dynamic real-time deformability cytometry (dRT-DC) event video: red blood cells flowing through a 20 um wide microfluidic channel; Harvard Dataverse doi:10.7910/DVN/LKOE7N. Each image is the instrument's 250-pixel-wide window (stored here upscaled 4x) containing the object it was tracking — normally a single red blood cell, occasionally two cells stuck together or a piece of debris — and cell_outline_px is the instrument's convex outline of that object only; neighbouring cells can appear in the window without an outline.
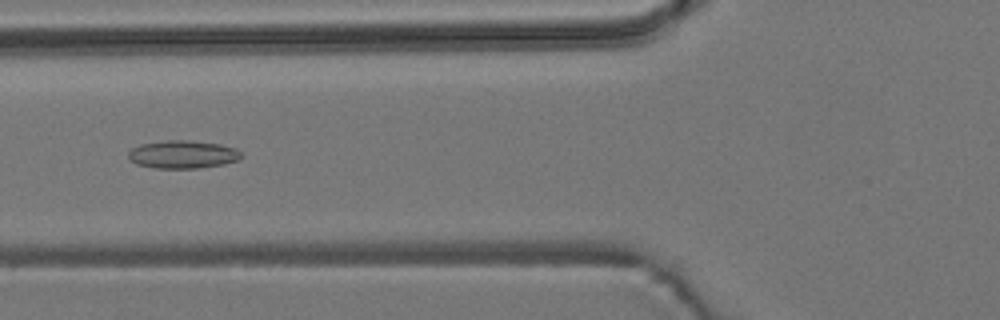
{"species": "common noctule bat (a hibernating species)", "species_latin": "Nyctalus noctula", "temperature_condition": "room temperature", "stored_images_in_passage": 7, "camera_frame_rate_fps": 3000, "um_per_image_px": 0.085, "animal": {"sex": "male", "body_mass_g": 19.2, "forearm_length_mm": 51.8}, "frame": {"image": 1, "passage_image": 5, "time_ms": 1.333, "image_size_px": [1000, 320], "cell_outline_px": [[244, 156], [240, 160], [224, 164], [196, 168], [156, 168], [136, 164], [128, 160], [128, 152], [132, 148], [140, 144], [168, 140], [188, 140], [220, 144], [236, 148]], "centroid_in_image_um": [15.54, 13.12], "position_along_channel_um": 110.3, "area_um2": 18.55}}
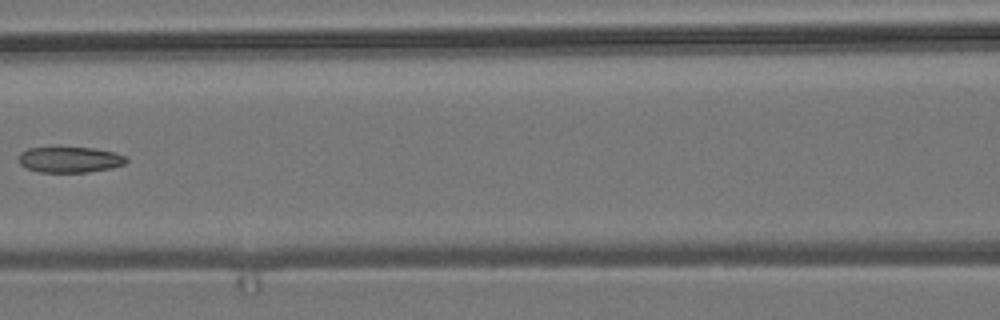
{"frame": {"image": 2, "passage_image": 6, "time_ms": 1.667, "image_size_px": [1000, 320], "cell_outline_px": [[128, 160], [124, 164], [112, 168], [88, 172], [40, 172], [28, 168], [20, 164], [20, 152], [28, 148], [92, 148], [116, 152], [128, 156]], "centroid_in_image_um": [6.0, 13.57], "position_along_channel_um": 160.6, "area_um2": 16.07}}
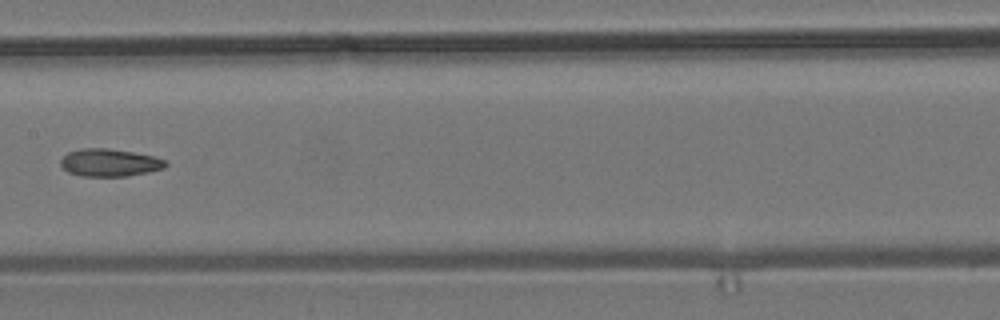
{"frame": {"image": 3, "passage_image": 7, "time_ms": 2.0, "image_size_px": [1000, 320], "cell_outline_px": [[168, 164], [164, 168], [148, 172], [128, 176], [80, 176], [68, 172], [60, 164], [60, 160], [68, 152], [80, 148], [108, 148], [156, 156], [164, 160]], "centroid_in_image_um": [9.31, 13.82], "position_along_channel_um": 198.1, "area_um2": 16.94}}